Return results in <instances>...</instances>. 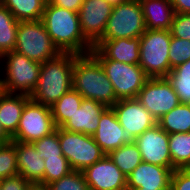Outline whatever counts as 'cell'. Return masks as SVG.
<instances>
[{"label":"cell","mask_w":190,"mask_h":190,"mask_svg":"<svg viewBox=\"0 0 190 190\" xmlns=\"http://www.w3.org/2000/svg\"><path fill=\"white\" fill-rule=\"evenodd\" d=\"M41 21L62 53L87 54L93 45L83 36L77 12L45 4Z\"/></svg>","instance_id":"obj_1"},{"label":"cell","mask_w":190,"mask_h":190,"mask_svg":"<svg viewBox=\"0 0 190 190\" xmlns=\"http://www.w3.org/2000/svg\"><path fill=\"white\" fill-rule=\"evenodd\" d=\"M72 89L83 98L112 107L118 100L100 62L91 54H75Z\"/></svg>","instance_id":"obj_2"},{"label":"cell","mask_w":190,"mask_h":190,"mask_svg":"<svg viewBox=\"0 0 190 190\" xmlns=\"http://www.w3.org/2000/svg\"><path fill=\"white\" fill-rule=\"evenodd\" d=\"M75 53H61L41 63L38 84L30 95L36 103L51 107L72 89V73Z\"/></svg>","instance_id":"obj_3"},{"label":"cell","mask_w":190,"mask_h":190,"mask_svg":"<svg viewBox=\"0 0 190 190\" xmlns=\"http://www.w3.org/2000/svg\"><path fill=\"white\" fill-rule=\"evenodd\" d=\"M41 63L15 50L0 57V90L30 96L35 90Z\"/></svg>","instance_id":"obj_4"},{"label":"cell","mask_w":190,"mask_h":190,"mask_svg":"<svg viewBox=\"0 0 190 190\" xmlns=\"http://www.w3.org/2000/svg\"><path fill=\"white\" fill-rule=\"evenodd\" d=\"M139 39V65L150 78L166 77L171 70L168 55L170 30L146 29Z\"/></svg>","instance_id":"obj_5"},{"label":"cell","mask_w":190,"mask_h":190,"mask_svg":"<svg viewBox=\"0 0 190 190\" xmlns=\"http://www.w3.org/2000/svg\"><path fill=\"white\" fill-rule=\"evenodd\" d=\"M14 50L39 63L51 60L62 53L41 20L19 22Z\"/></svg>","instance_id":"obj_6"},{"label":"cell","mask_w":190,"mask_h":190,"mask_svg":"<svg viewBox=\"0 0 190 190\" xmlns=\"http://www.w3.org/2000/svg\"><path fill=\"white\" fill-rule=\"evenodd\" d=\"M58 136L62 154L72 170L82 172L106 155L91 135L70 132L59 127Z\"/></svg>","instance_id":"obj_7"},{"label":"cell","mask_w":190,"mask_h":190,"mask_svg":"<svg viewBox=\"0 0 190 190\" xmlns=\"http://www.w3.org/2000/svg\"><path fill=\"white\" fill-rule=\"evenodd\" d=\"M111 81L117 100L137 98L150 78L139 64H127L111 59H97Z\"/></svg>","instance_id":"obj_8"},{"label":"cell","mask_w":190,"mask_h":190,"mask_svg":"<svg viewBox=\"0 0 190 190\" xmlns=\"http://www.w3.org/2000/svg\"><path fill=\"white\" fill-rule=\"evenodd\" d=\"M146 31L139 0H130L113 7L101 39L140 38Z\"/></svg>","instance_id":"obj_9"},{"label":"cell","mask_w":190,"mask_h":190,"mask_svg":"<svg viewBox=\"0 0 190 190\" xmlns=\"http://www.w3.org/2000/svg\"><path fill=\"white\" fill-rule=\"evenodd\" d=\"M56 130L51 107L29 100L22 111L16 133L12 141L33 143Z\"/></svg>","instance_id":"obj_10"},{"label":"cell","mask_w":190,"mask_h":190,"mask_svg":"<svg viewBox=\"0 0 190 190\" xmlns=\"http://www.w3.org/2000/svg\"><path fill=\"white\" fill-rule=\"evenodd\" d=\"M136 99L156 120L180 104L176 92L166 77L149 78Z\"/></svg>","instance_id":"obj_11"},{"label":"cell","mask_w":190,"mask_h":190,"mask_svg":"<svg viewBox=\"0 0 190 190\" xmlns=\"http://www.w3.org/2000/svg\"><path fill=\"white\" fill-rule=\"evenodd\" d=\"M142 161L172 169L169 134L156 124L134 139Z\"/></svg>","instance_id":"obj_12"},{"label":"cell","mask_w":190,"mask_h":190,"mask_svg":"<svg viewBox=\"0 0 190 190\" xmlns=\"http://www.w3.org/2000/svg\"><path fill=\"white\" fill-rule=\"evenodd\" d=\"M113 7L105 0H84L78 11L83 36L94 46L103 36Z\"/></svg>","instance_id":"obj_13"},{"label":"cell","mask_w":190,"mask_h":190,"mask_svg":"<svg viewBox=\"0 0 190 190\" xmlns=\"http://www.w3.org/2000/svg\"><path fill=\"white\" fill-rule=\"evenodd\" d=\"M111 108L122 128L134 138L157 124V120L136 98L118 100Z\"/></svg>","instance_id":"obj_14"},{"label":"cell","mask_w":190,"mask_h":190,"mask_svg":"<svg viewBox=\"0 0 190 190\" xmlns=\"http://www.w3.org/2000/svg\"><path fill=\"white\" fill-rule=\"evenodd\" d=\"M82 172L89 190H127V177L108 155Z\"/></svg>","instance_id":"obj_15"},{"label":"cell","mask_w":190,"mask_h":190,"mask_svg":"<svg viewBox=\"0 0 190 190\" xmlns=\"http://www.w3.org/2000/svg\"><path fill=\"white\" fill-rule=\"evenodd\" d=\"M92 136L106 155L127 143L134 142L135 139L130 132L122 128L111 107L101 114L98 128Z\"/></svg>","instance_id":"obj_16"},{"label":"cell","mask_w":190,"mask_h":190,"mask_svg":"<svg viewBox=\"0 0 190 190\" xmlns=\"http://www.w3.org/2000/svg\"><path fill=\"white\" fill-rule=\"evenodd\" d=\"M140 39H100L91 50L96 59H111L127 64H139Z\"/></svg>","instance_id":"obj_17"},{"label":"cell","mask_w":190,"mask_h":190,"mask_svg":"<svg viewBox=\"0 0 190 190\" xmlns=\"http://www.w3.org/2000/svg\"><path fill=\"white\" fill-rule=\"evenodd\" d=\"M174 169L141 162L127 177V189H170Z\"/></svg>","instance_id":"obj_18"},{"label":"cell","mask_w":190,"mask_h":190,"mask_svg":"<svg viewBox=\"0 0 190 190\" xmlns=\"http://www.w3.org/2000/svg\"><path fill=\"white\" fill-rule=\"evenodd\" d=\"M104 104L83 98L81 106L61 128L86 135H93L99 125L101 114L107 109Z\"/></svg>","instance_id":"obj_19"},{"label":"cell","mask_w":190,"mask_h":190,"mask_svg":"<svg viewBox=\"0 0 190 190\" xmlns=\"http://www.w3.org/2000/svg\"><path fill=\"white\" fill-rule=\"evenodd\" d=\"M18 174L31 184L40 183L44 178L45 162L32 143L16 141Z\"/></svg>","instance_id":"obj_20"},{"label":"cell","mask_w":190,"mask_h":190,"mask_svg":"<svg viewBox=\"0 0 190 190\" xmlns=\"http://www.w3.org/2000/svg\"><path fill=\"white\" fill-rule=\"evenodd\" d=\"M29 100L28 95L0 90V123L10 137L16 133L23 108Z\"/></svg>","instance_id":"obj_21"},{"label":"cell","mask_w":190,"mask_h":190,"mask_svg":"<svg viewBox=\"0 0 190 190\" xmlns=\"http://www.w3.org/2000/svg\"><path fill=\"white\" fill-rule=\"evenodd\" d=\"M146 29L170 30L174 9L170 0H139Z\"/></svg>","instance_id":"obj_22"},{"label":"cell","mask_w":190,"mask_h":190,"mask_svg":"<svg viewBox=\"0 0 190 190\" xmlns=\"http://www.w3.org/2000/svg\"><path fill=\"white\" fill-rule=\"evenodd\" d=\"M19 21L41 20L47 0H0Z\"/></svg>","instance_id":"obj_23"},{"label":"cell","mask_w":190,"mask_h":190,"mask_svg":"<svg viewBox=\"0 0 190 190\" xmlns=\"http://www.w3.org/2000/svg\"><path fill=\"white\" fill-rule=\"evenodd\" d=\"M157 124L168 134L190 132V104L180 103L158 119Z\"/></svg>","instance_id":"obj_24"},{"label":"cell","mask_w":190,"mask_h":190,"mask_svg":"<svg viewBox=\"0 0 190 190\" xmlns=\"http://www.w3.org/2000/svg\"><path fill=\"white\" fill-rule=\"evenodd\" d=\"M172 169L190 168V132L169 134Z\"/></svg>","instance_id":"obj_25"},{"label":"cell","mask_w":190,"mask_h":190,"mask_svg":"<svg viewBox=\"0 0 190 190\" xmlns=\"http://www.w3.org/2000/svg\"><path fill=\"white\" fill-rule=\"evenodd\" d=\"M19 21L0 2V57L14 50Z\"/></svg>","instance_id":"obj_26"},{"label":"cell","mask_w":190,"mask_h":190,"mask_svg":"<svg viewBox=\"0 0 190 190\" xmlns=\"http://www.w3.org/2000/svg\"><path fill=\"white\" fill-rule=\"evenodd\" d=\"M83 97L74 89L65 93L51 106V112L56 128L61 127L81 106Z\"/></svg>","instance_id":"obj_27"},{"label":"cell","mask_w":190,"mask_h":190,"mask_svg":"<svg viewBox=\"0 0 190 190\" xmlns=\"http://www.w3.org/2000/svg\"><path fill=\"white\" fill-rule=\"evenodd\" d=\"M108 156L126 177L142 162L141 153L135 142L111 151Z\"/></svg>","instance_id":"obj_28"},{"label":"cell","mask_w":190,"mask_h":190,"mask_svg":"<svg viewBox=\"0 0 190 190\" xmlns=\"http://www.w3.org/2000/svg\"><path fill=\"white\" fill-rule=\"evenodd\" d=\"M166 78L171 83L180 103L190 104V59L171 69Z\"/></svg>","instance_id":"obj_29"},{"label":"cell","mask_w":190,"mask_h":190,"mask_svg":"<svg viewBox=\"0 0 190 190\" xmlns=\"http://www.w3.org/2000/svg\"><path fill=\"white\" fill-rule=\"evenodd\" d=\"M17 174L16 141L0 144V180Z\"/></svg>","instance_id":"obj_30"},{"label":"cell","mask_w":190,"mask_h":190,"mask_svg":"<svg viewBox=\"0 0 190 190\" xmlns=\"http://www.w3.org/2000/svg\"><path fill=\"white\" fill-rule=\"evenodd\" d=\"M44 178L42 184L48 185L53 181L61 179L73 171L65 156H58V158H46Z\"/></svg>","instance_id":"obj_31"},{"label":"cell","mask_w":190,"mask_h":190,"mask_svg":"<svg viewBox=\"0 0 190 190\" xmlns=\"http://www.w3.org/2000/svg\"><path fill=\"white\" fill-rule=\"evenodd\" d=\"M32 144L40 154L41 159L58 158V156H64L60 147L58 128H56V130L51 134L42 137Z\"/></svg>","instance_id":"obj_32"},{"label":"cell","mask_w":190,"mask_h":190,"mask_svg":"<svg viewBox=\"0 0 190 190\" xmlns=\"http://www.w3.org/2000/svg\"><path fill=\"white\" fill-rule=\"evenodd\" d=\"M49 190H89L81 171H71L68 175L48 184Z\"/></svg>","instance_id":"obj_33"},{"label":"cell","mask_w":190,"mask_h":190,"mask_svg":"<svg viewBox=\"0 0 190 190\" xmlns=\"http://www.w3.org/2000/svg\"><path fill=\"white\" fill-rule=\"evenodd\" d=\"M168 55L171 69L188 61L190 59V40L179 39L171 35Z\"/></svg>","instance_id":"obj_34"},{"label":"cell","mask_w":190,"mask_h":190,"mask_svg":"<svg viewBox=\"0 0 190 190\" xmlns=\"http://www.w3.org/2000/svg\"><path fill=\"white\" fill-rule=\"evenodd\" d=\"M170 32L176 38L190 40V14L175 13Z\"/></svg>","instance_id":"obj_35"},{"label":"cell","mask_w":190,"mask_h":190,"mask_svg":"<svg viewBox=\"0 0 190 190\" xmlns=\"http://www.w3.org/2000/svg\"><path fill=\"white\" fill-rule=\"evenodd\" d=\"M170 190H190V168L173 171Z\"/></svg>","instance_id":"obj_36"},{"label":"cell","mask_w":190,"mask_h":190,"mask_svg":"<svg viewBox=\"0 0 190 190\" xmlns=\"http://www.w3.org/2000/svg\"><path fill=\"white\" fill-rule=\"evenodd\" d=\"M31 183L20 174L0 180V190H27Z\"/></svg>","instance_id":"obj_37"},{"label":"cell","mask_w":190,"mask_h":190,"mask_svg":"<svg viewBox=\"0 0 190 190\" xmlns=\"http://www.w3.org/2000/svg\"><path fill=\"white\" fill-rule=\"evenodd\" d=\"M47 1L54 6H59L78 13L84 0H47Z\"/></svg>","instance_id":"obj_38"},{"label":"cell","mask_w":190,"mask_h":190,"mask_svg":"<svg viewBox=\"0 0 190 190\" xmlns=\"http://www.w3.org/2000/svg\"><path fill=\"white\" fill-rule=\"evenodd\" d=\"M175 13L190 14V0H170Z\"/></svg>","instance_id":"obj_39"},{"label":"cell","mask_w":190,"mask_h":190,"mask_svg":"<svg viewBox=\"0 0 190 190\" xmlns=\"http://www.w3.org/2000/svg\"><path fill=\"white\" fill-rule=\"evenodd\" d=\"M12 141V138L5 132L0 123V144H5Z\"/></svg>","instance_id":"obj_40"},{"label":"cell","mask_w":190,"mask_h":190,"mask_svg":"<svg viewBox=\"0 0 190 190\" xmlns=\"http://www.w3.org/2000/svg\"><path fill=\"white\" fill-rule=\"evenodd\" d=\"M27 190H49V187L48 185L35 183V184H30Z\"/></svg>","instance_id":"obj_41"},{"label":"cell","mask_w":190,"mask_h":190,"mask_svg":"<svg viewBox=\"0 0 190 190\" xmlns=\"http://www.w3.org/2000/svg\"><path fill=\"white\" fill-rule=\"evenodd\" d=\"M105 1H107L112 6H116V5H119L120 3H124L130 0H105Z\"/></svg>","instance_id":"obj_42"},{"label":"cell","mask_w":190,"mask_h":190,"mask_svg":"<svg viewBox=\"0 0 190 190\" xmlns=\"http://www.w3.org/2000/svg\"><path fill=\"white\" fill-rule=\"evenodd\" d=\"M127 190H170V189H145V188H136V189H127Z\"/></svg>","instance_id":"obj_43"}]
</instances>
